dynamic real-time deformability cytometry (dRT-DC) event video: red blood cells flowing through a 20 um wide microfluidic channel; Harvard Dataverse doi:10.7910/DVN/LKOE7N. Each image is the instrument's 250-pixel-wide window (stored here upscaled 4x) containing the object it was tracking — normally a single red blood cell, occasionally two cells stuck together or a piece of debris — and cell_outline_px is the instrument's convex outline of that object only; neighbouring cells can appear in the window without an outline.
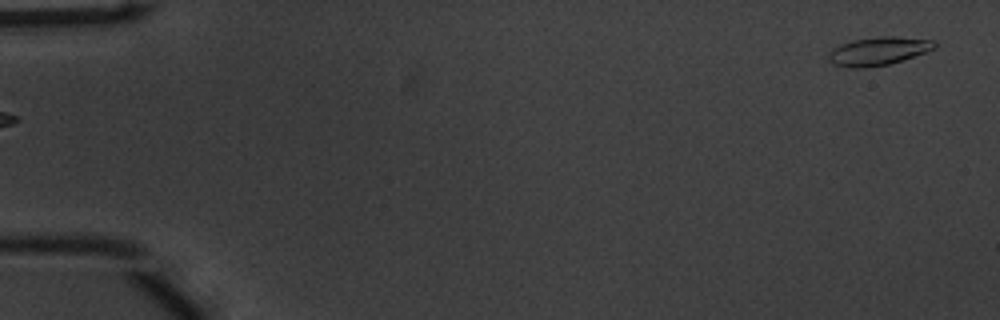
{"species": "common noctule bat (a hibernating species)", "species_latin": "Nyctalus noctula", "temperature_condition": "warm", "stored_images_in_passage": 14, "camera_frame_rate_fps": 3000, "um_per_image_px": 0.085, "animal": {"sex": "male", "body_mass_g": 20.1, "forearm_length_mm": 53.5}, "frame": {"image": 1, "passage_image": 1, "time_ms": 0.0, "image_size_px": [1000, 320], "cell_outline_px": [[936, 48], [888, 64], [864, 68], [848, 68], [836, 64], [828, 60], [828, 52], [840, 44], [852, 40], [880, 36], [892, 36], [936, 40]], "centroid_in_image_um": [74.63, 4.33], "position_along_channel_um": 10.4, "area_um2": 17.34}}